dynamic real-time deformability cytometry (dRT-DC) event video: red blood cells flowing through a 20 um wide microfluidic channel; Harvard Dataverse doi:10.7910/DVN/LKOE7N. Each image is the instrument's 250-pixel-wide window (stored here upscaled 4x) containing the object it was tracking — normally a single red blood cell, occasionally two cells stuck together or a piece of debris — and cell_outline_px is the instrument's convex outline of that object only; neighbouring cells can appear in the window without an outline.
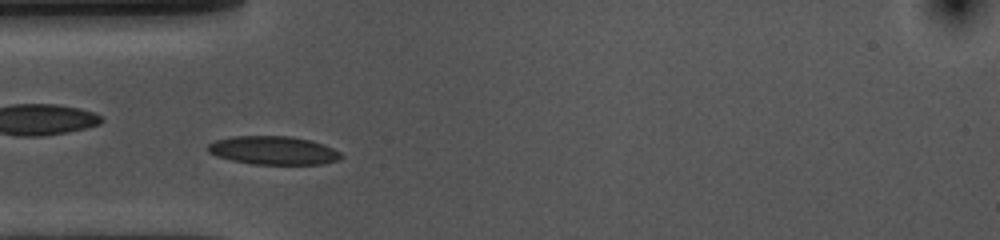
{"species": "common noctule bat (a hibernating species)", "species_latin": "Nyctalus noctula", "temperature_condition": "cold", "stored_images_in_passage": 34, "camera_frame_rate_fps": 3000, "um_per_image_px": 0.085, "animal": {"sex": "female", "body_mass_g": 10.0, "forearm_length_mm": 53.1}, "frame": {"image": 1, "passage_image": 8, "time_ms": 2.333, "image_size_px": [1000, 240], "cell_outline_px": [[344, 156], [340, 160], [320, 164], [252, 164], [232, 160], [216, 156], [208, 152], [208, 144], [216, 140], [232, 136], [292, 136], [312, 140], [324, 144], [340, 152]], "centroid_in_image_um": [23.26, 12.78], "position_along_channel_um": 61.7, "area_um2": 22.2}}
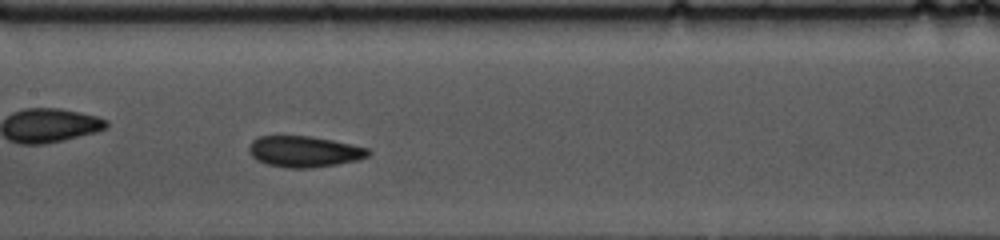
{"frame": {"image": 2, "passage_image": 18, "time_ms": 5.667, "image_size_px": [1000, 240], "cell_outline_px": [[372, 152], [368, 156], [360, 160], [336, 164], [304, 168], [288, 168], [268, 164], [256, 160], [248, 152], [248, 148], [252, 140], [260, 136], [312, 136], [352, 144], [368, 148]], "centroid_in_image_um": [25.87, 12.87], "position_along_channel_um": 181.5, "area_um2": 21.62}}
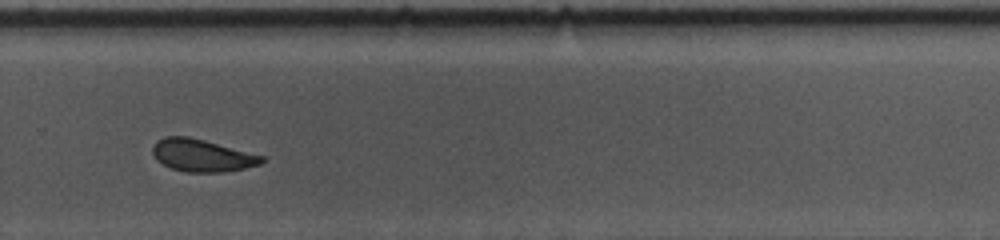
{"frame": {"image": 3, "passage_image": 29, "time_ms": 9.333, "image_size_px": [1000, 240], "cell_outline_px": [[264, 160], [260, 164], [244, 168], [224, 172], [188, 172], [172, 168], [156, 160], [152, 152], [152, 144], [156, 140], [164, 136], [188, 136], [204, 140], [264, 156]], "centroid_in_image_um": [17.13, 13.2], "position_along_channel_um": 312.7, "area_um2": 20.52}, "authors_computed_cell_mechanics": {"area_um2": 21.3282, "velocity_mm_per_s": 3.5875, "shape_relaxation_time_tau1_ms": null, "shape_relaxation_time_tau2_ms": 4.5858, "deformation_change_tau1": null, "deformation_change_tau2": 0.0854}}